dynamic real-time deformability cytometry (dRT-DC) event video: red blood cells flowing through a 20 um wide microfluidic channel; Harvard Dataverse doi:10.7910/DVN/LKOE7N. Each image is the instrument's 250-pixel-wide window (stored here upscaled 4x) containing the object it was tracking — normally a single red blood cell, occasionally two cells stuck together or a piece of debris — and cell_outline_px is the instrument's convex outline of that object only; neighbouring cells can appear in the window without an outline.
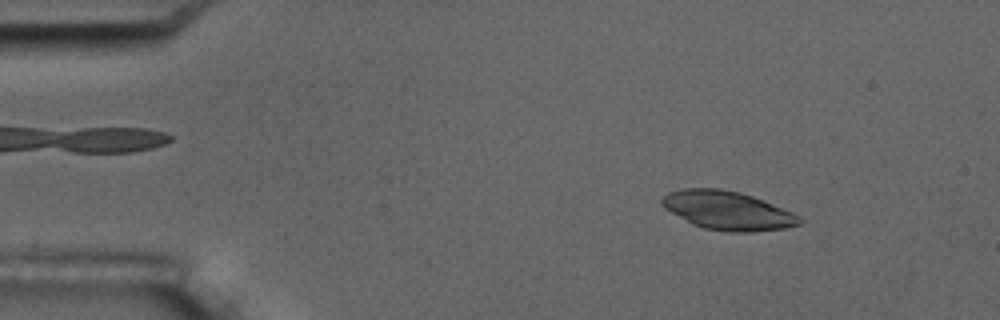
{"species": "common noctule bat (a hibernating species)", "species_latin": "Nyctalus noctula", "temperature_condition": "room temperature", "stored_images_in_passage": 9, "camera_frame_rate_fps": 3000, "um_per_image_px": 0.085, "animal": {"sex": "male", "body_mass_g": 17.5, "forearm_length_mm": 52.3}, "frame": {"image": 1, "passage_image": 2, "time_ms": 1.333, "image_size_px": [1000, 320], "cell_outline_px": [[804, 220], [800, 224], [784, 228], [752, 232], [728, 232], [704, 228], [692, 224], [664, 208], [660, 204], [660, 200], [668, 192], [684, 188], [720, 188], [740, 192], [764, 200], [792, 212], [800, 216]], "centroid_in_image_um": [61.84, 17.89], "position_along_channel_um": 23.2, "area_um2": 31.1}}